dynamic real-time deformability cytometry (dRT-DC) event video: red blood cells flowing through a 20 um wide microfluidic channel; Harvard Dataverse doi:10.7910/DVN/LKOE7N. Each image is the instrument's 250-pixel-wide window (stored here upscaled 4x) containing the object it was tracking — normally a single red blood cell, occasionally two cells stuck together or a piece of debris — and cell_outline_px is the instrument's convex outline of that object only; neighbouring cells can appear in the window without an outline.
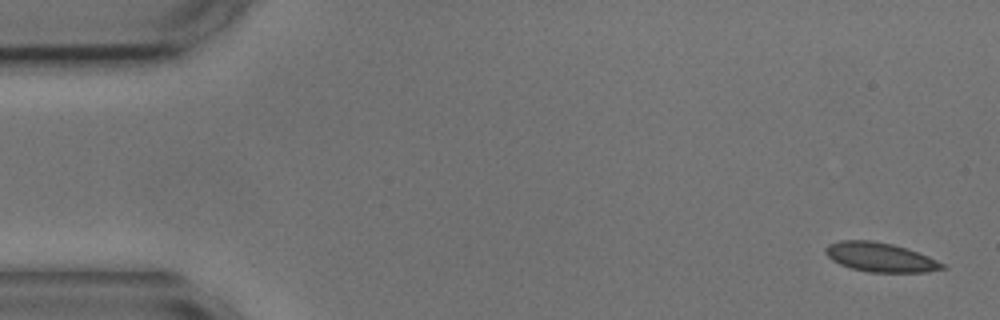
{"species": "common noctule bat (a hibernating species)", "species_latin": "Nyctalus noctula", "temperature_condition": "cold", "stored_images_in_passage": 13, "camera_frame_rate_fps": 3000, "um_per_image_px": 0.085, "animal": {"sex": "male", "body_mass_g": 17.9, "forearm_length_mm": 54.2}, "frame": {"image": 1, "passage_image": 1, "time_ms": 0.0, "image_size_px": [1000, 320], "cell_outline_px": [[948, 268], [928, 272], [868, 272], [852, 268], [840, 264], [832, 260], [824, 252], [824, 248], [828, 244], [840, 240], [872, 240], [892, 244], [928, 256], [944, 264]], "centroid_in_image_um": [74.8, 21.86], "position_along_channel_um": 10.2, "area_um2": 19.83}}
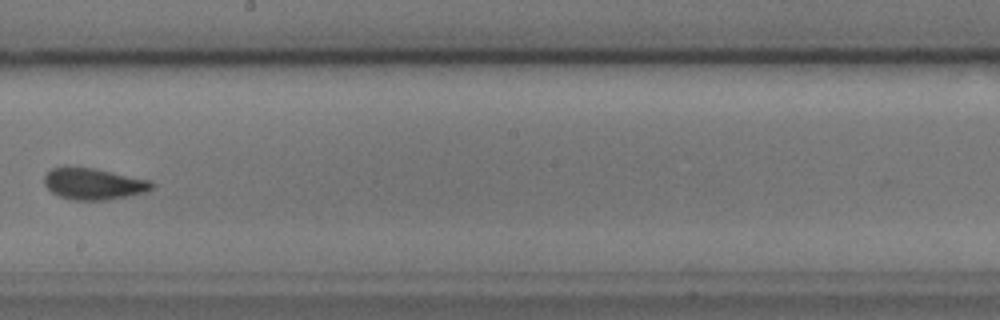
{"frame": {"image": 2, "passage_image": 8, "time_ms": 9.667, "image_size_px": [1000, 320], "cell_outline_px": [[156, 184], [148, 192], [128, 196], [104, 200], [72, 200], [60, 196], [52, 192], [44, 184], [44, 176], [52, 168], [92, 168], [152, 180]], "centroid_in_image_um": [8.01, 15.64], "position_along_channel_um": 240.2, "area_um2": 19.54}}
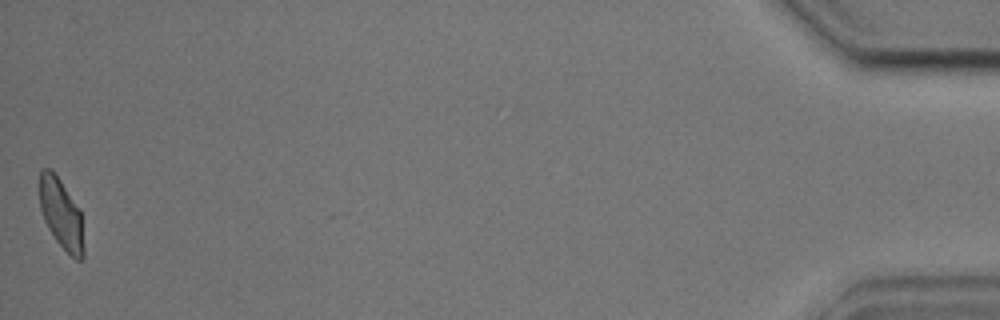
{"frame": {"image": 3, "passage_image": 13, "time_ms": 17.667, "image_size_px": [1000, 320], "cell_outline_px": [[84, 256], [80, 260], [76, 260], [56, 240], [48, 228], [44, 220], [40, 208], [40, 172], [44, 168], [48, 168], [60, 180], [80, 208], [84, 248]], "centroid_in_image_um": [5.22, 18.2], "position_along_channel_um": 430.0, "area_um2": 17.8}, "authors_computed_cell_mechanics": {"area_um2": 19.2474, "velocity_mm_per_s": 3.5965, "shape_relaxation_time_tau1_ms": null, "shape_relaxation_time_tau2_ms": 1.109, "deformation_change_tau1": null, "deformation_change_tau2": 0.0294}}